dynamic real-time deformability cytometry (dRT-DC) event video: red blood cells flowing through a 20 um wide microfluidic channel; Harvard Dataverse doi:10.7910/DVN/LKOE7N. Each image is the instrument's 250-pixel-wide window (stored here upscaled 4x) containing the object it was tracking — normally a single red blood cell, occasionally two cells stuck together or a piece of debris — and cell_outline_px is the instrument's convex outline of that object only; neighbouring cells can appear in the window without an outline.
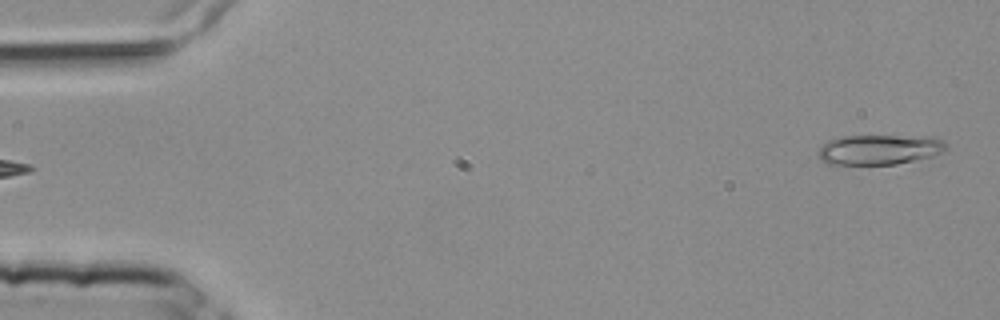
{"species": "common noctule bat (a hibernating species)", "species_latin": "Nyctalus noctula", "temperature_condition": "room temperature", "stored_images_in_passage": 3, "camera_frame_rate_fps": 3000, "um_per_image_px": 0.085, "animal": {"sex": "female", "body_mass_g": 25.1}, "frame": {"image": 1, "passage_image": 3, "time_ms": 0.667, "image_size_px": [1000, 320], "cell_outline_px": [[948, 148], [932, 156], [896, 164], [824, 164], [820, 160], [816, 152], [820, 144], [828, 140], [840, 136], [936, 136], [944, 140], [948, 144]], "centroid_in_image_um": [74.71, 12.7], "position_along_channel_um": 10.3, "area_um2": 22.83}}